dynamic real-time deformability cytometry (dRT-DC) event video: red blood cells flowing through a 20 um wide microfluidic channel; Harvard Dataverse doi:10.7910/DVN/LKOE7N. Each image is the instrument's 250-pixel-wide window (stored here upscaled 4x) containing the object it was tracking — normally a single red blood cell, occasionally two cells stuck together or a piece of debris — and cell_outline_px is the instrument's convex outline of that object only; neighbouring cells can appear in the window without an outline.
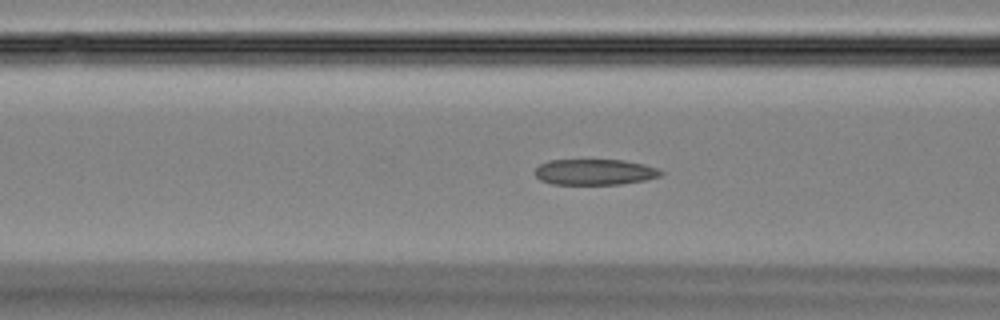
{"species": "Egyptian fruit bat (a non-hibernating species)", "species_latin": "Rousettus aegyptiacus", "temperature_condition": "room temperature", "stored_images_in_passage": 45, "camera_frame_rate_fps": 3000, "um_per_image_px": 0.085, "animal": {"sex": "female"}, "frame": {"image": 1, "passage_image": 18, "time_ms": 5.667, "image_size_px": [1000, 320], "cell_outline_px": [[664, 172], [660, 176], [644, 180], [620, 184], [552, 184], [540, 180], [536, 176], [536, 168], [540, 164], [548, 160], [624, 160], [644, 164], [656, 168]], "centroid_in_image_um": [50.54, 14.62], "position_along_channel_um": 116.1, "area_um2": 18.84}}
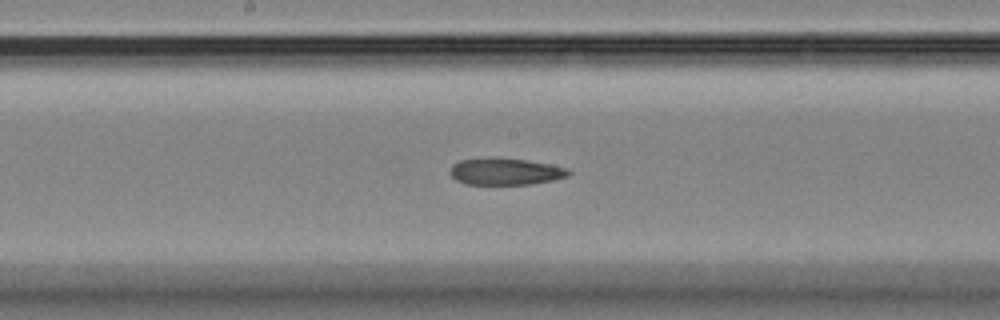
{"frame": {"image": 2, "passage_image": 24, "time_ms": 7.667, "image_size_px": [1000, 320], "cell_outline_px": [[572, 172], [568, 176], [552, 180], [532, 184], [464, 184], [456, 180], [448, 172], [452, 164], [460, 160], [488, 156], [496, 156], [528, 160], [568, 168]], "centroid_in_image_um": [42.92, 14.55], "position_along_channel_um": 205.3, "area_um2": 18.96}}
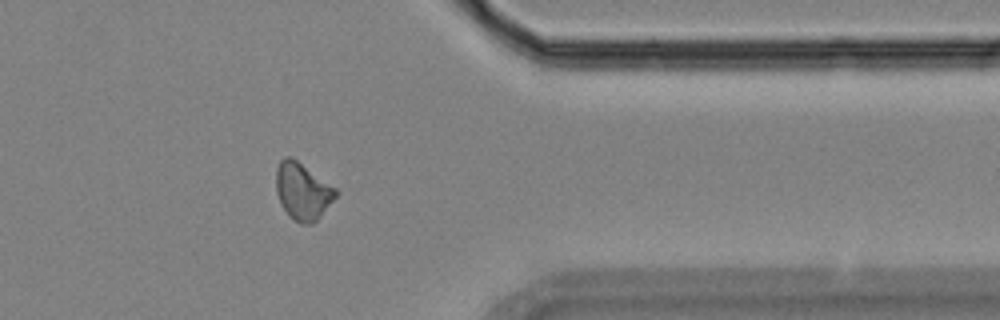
{"frame": {"image": 3, "passage_image": 37, "time_ms": 12.0, "image_size_px": [1000, 320], "cell_outline_px": [[340, 192], [320, 216], [312, 224], [300, 224], [292, 220], [288, 216], [280, 204], [276, 192], [276, 168], [280, 160], [284, 156], [292, 156], [336, 188]], "centroid_in_image_um": [25.7, 16.25], "position_along_channel_um": 385.7, "area_um2": 20.11}}